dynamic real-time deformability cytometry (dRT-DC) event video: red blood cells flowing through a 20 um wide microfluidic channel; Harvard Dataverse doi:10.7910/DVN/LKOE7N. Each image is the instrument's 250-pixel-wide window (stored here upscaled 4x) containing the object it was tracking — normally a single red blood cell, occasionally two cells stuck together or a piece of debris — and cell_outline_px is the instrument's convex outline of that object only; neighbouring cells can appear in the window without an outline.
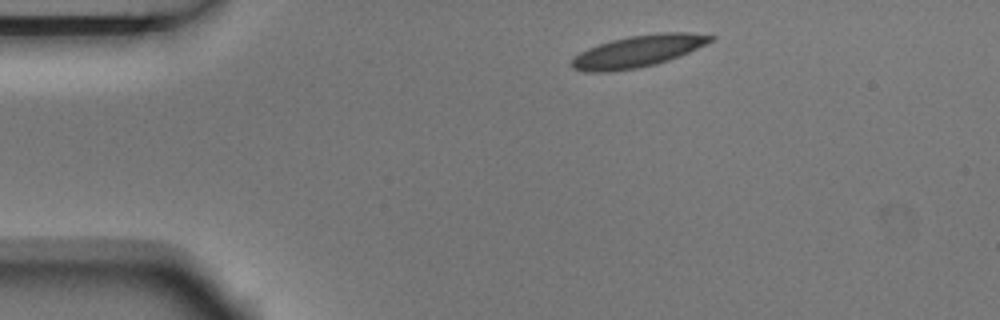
{"species": "Egyptian fruit bat (a non-hibernating species)", "species_latin": "Rousettus aegyptiacus", "temperature_condition": "room temperature", "stored_images_in_passage": 7, "camera_frame_rate_fps": 3000, "um_per_image_px": 0.085, "animal": {"sex": "male"}, "frame": {"image": 1, "passage_image": 1, "time_ms": 0.0, "image_size_px": [1000, 320], "cell_outline_px": [[716, 36], [712, 40], [688, 52], [668, 60], [656, 64], [636, 68], [604, 72], [584, 72], [572, 68], [572, 60], [580, 52], [588, 48], [612, 40], [628, 36], [660, 32], [688, 32]], "centroid_in_image_um": [54.21, 4.35], "position_along_channel_um": 30.8, "area_um2": 25.37}}
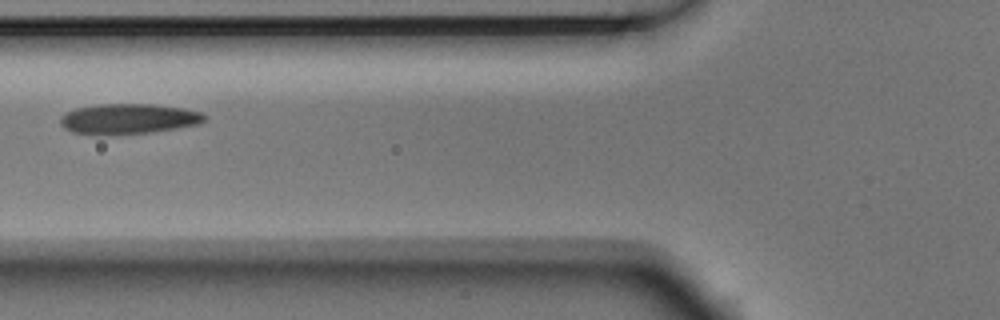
{"frame": {"image": 2, "passage_image": 4, "time_ms": 1.0, "image_size_px": [1000, 320], "cell_outline_px": [[204, 120], [200, 124], [176, 128], [148, 132], [100, 136], [72, 132], [64, 128], [60, 124], [60, 116], [76, 108], [96, 104], [156, 104], [184, 108], [200, 112], [204, 116]], "centroid_in_image_um": [10.86, 10.1], "position_along_channel_um": 114.9, "area_um2": 25.61}}
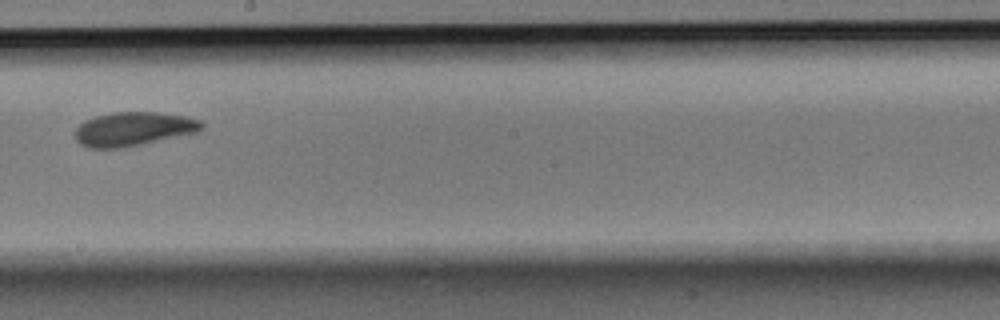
{"frame": {"image": 3, "passage_image": 7, "time_ms": 2.0, "image_size_px": [1000, 320], "cell_outline_px": [[204, 128], [200, 132], [124, 148], [88, 148], [80, 144], [76, 140], [76, 128], [84, 120], [96, 116], [112, 112], [160, 112], [184, 116], [200, 120], [204, 124]], "centroid_in_image_um": [11.37, 10.97], "position_along_channel_um": 236.8, "area_um2": 25.32}}